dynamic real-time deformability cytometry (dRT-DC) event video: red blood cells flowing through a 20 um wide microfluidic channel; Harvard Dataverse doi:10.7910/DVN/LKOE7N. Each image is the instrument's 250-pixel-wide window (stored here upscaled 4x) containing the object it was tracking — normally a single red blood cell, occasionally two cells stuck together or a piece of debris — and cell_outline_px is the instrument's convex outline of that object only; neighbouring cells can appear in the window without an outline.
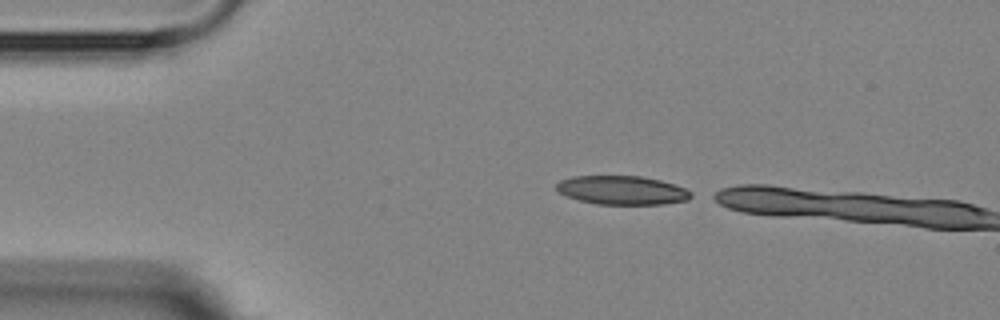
{"species": "Egyptian fruit bat (a non-hibernating species)", "species_latin": "Rousettus aegyptiacus", "temperature_condition": "room temperature", "stored_images_in_passage": 2, "camera_frame_rate_fps": 3000, "um_per_image_px": 0.085, "animal": {"sex": "female"}, "frame": {"image": 1, "passage_image": 1, "time_ms": 0.0, "image_size_px": [1000, 320], "cell_outline_px": [[696, 196], [688, 200], [664, 204], [596, 204], [580, 200], [556, 192], [556, 184], [560, 180], [572, 176], [640, 176], [660, 180], [684, 188], [692, 192]], "centroid_in_image_um": [52.88, 16.17], "position_along_channel_um": 32.1, "area_um2": 22.66}}